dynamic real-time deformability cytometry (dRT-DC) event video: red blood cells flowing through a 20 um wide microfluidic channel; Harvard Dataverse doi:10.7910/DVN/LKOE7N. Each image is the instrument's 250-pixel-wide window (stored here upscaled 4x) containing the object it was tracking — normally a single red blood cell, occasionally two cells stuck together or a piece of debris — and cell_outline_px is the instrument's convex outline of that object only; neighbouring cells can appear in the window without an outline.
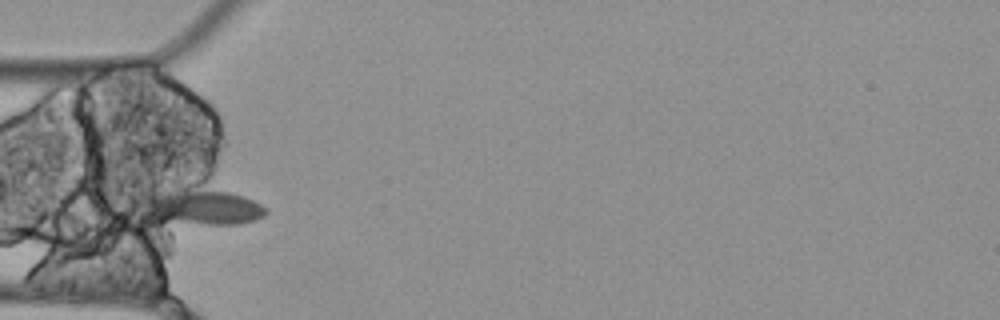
{"species": "Egyptian fruit bat (a non-hibernating species)", "species_latin": "Rousettus aegyptiacus", "temperature_condition": "cold", "stored_images_in_passage": 7, "camera_frame_rate_fps": 3000, "um_per_image_px": 0.085, "animal": {"sex": "female"}, "frame": {"image": 1, "passage_image": 4, "time_ms": 1.0, "image_size_px": [1000, 320], "cell_outline_px": [[268, 212], [264, 216], [240, 224], [208, 224], [148, 220], [128, 204], [128, 196], [168, 192], [228, 192], [244, 196], [268, 208]], "centroid_in_image_um": [16.81, 17.64], "position_along_channel_um": 68.2, "area_um2": 26.24}}
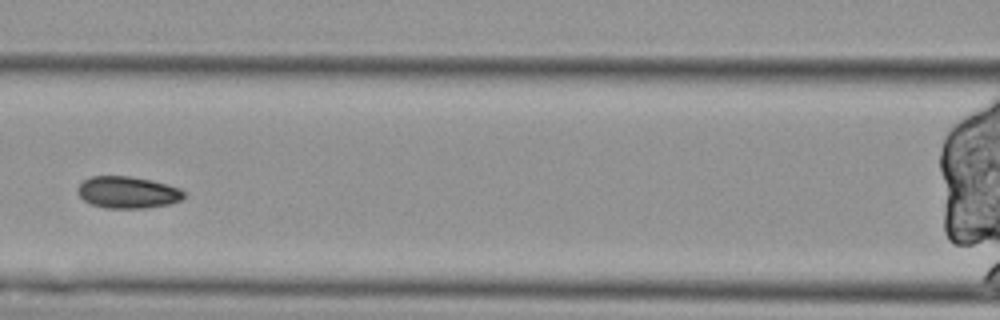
{"frame": {"image": 2, "passage_image": 6, "time_ms": 1.667, "image_size_px": [1000, 320], "cell_outline_px": [[184, 196], [180, 200], [168, 204], [144, 208], [104, 208], [92, 204], [84, 200], [76, 192], [80, 184], [84, 180], [92, 176], [128, 176], [152, 180], [168, 184], [180, 188], [184, 192]], "centroid_in_image_um": [10.84, 16.34], "position_along_channel_um": 155.8, "area_um2": 19.65}}
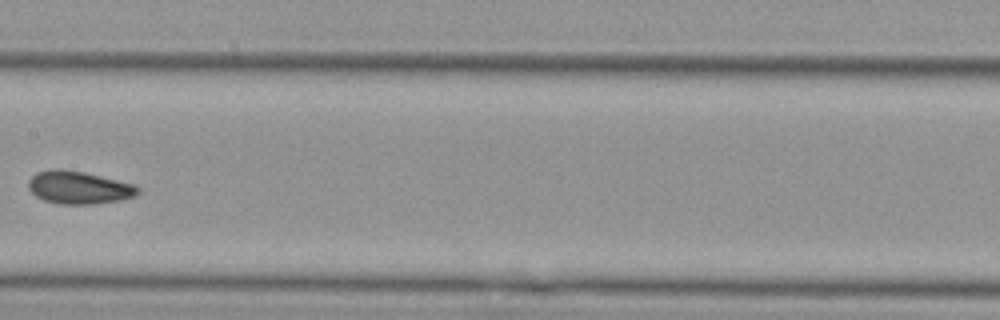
{"frame": {"image": 3, "passage_image": 7, "time_ms": 2.0, "image_size_px": [1000, 320], "cell_outline_px": [[140, 192], [136, 196], [120, 200], [92, 204], [60, 204], [44, 200], [36, 196], [28, 188], [28, 180], [36, 172], [52, 168], [60, 168], [84, 172], [132, 184], [140, 188]], "centroid_in_image_um": [6.67, 15.93], "position_along_channel_um": 200.7, "area_um2": 20.92}}